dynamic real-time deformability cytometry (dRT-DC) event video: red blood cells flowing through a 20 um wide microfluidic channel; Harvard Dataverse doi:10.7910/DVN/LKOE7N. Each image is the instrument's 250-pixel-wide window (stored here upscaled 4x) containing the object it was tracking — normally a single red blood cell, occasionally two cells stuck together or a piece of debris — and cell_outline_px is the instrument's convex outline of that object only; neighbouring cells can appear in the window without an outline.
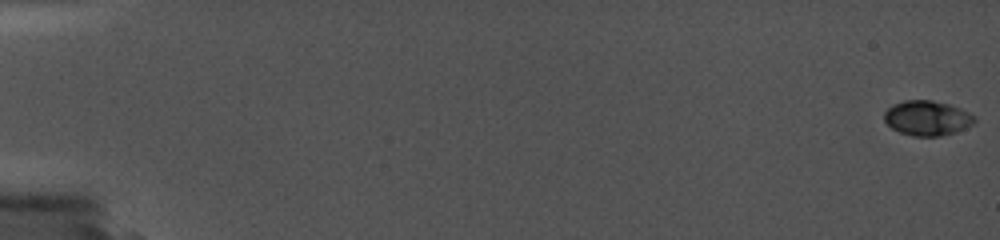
{"species": "common noctule bat (a hibernating species)", "species_latin": "Nyctalus noctula", "temperature_condition": "cold", "stored_images_in_passage": 42, "camera_frame_rate_fps": 5000, "um_per_image_px": 0.085, "animal": {"sex": "female", "body_mass_g": 19.0, "forearm_length_mm": 56.7}, "frame": {"image": 1, "passage_image": 1, "time_ms": 0.0, "image_size_px": [1000, 240], "cell_outline_px": [[976, 120], [972, 124], [956, 132], [940, 136], [912, 136], [900, 132], [892, 128], [884, 120], [884, 112], [892, 104], [904, 100], [932, 100], [948, 104], [960, 108], [976, 116]], "centroid_in_image_um": [78.8, 10.03], "position_along_channel_um": 6.2, "area_um2": 18.38}}
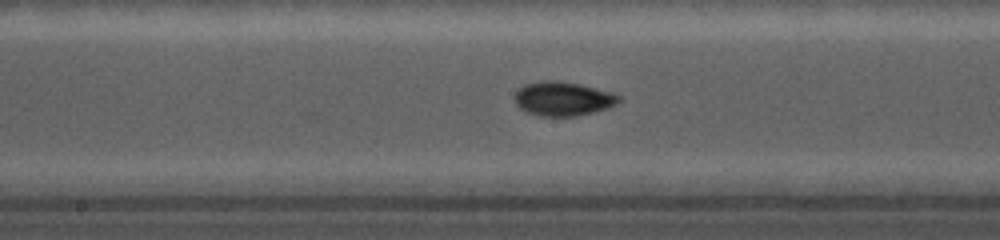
{"frame": {"image": 2, "passage_image": 31, "time_ms": 10.4, "image_size_px": [1000, 240], "cell_outline_px": [[620, 100], [616, 104], [608, 108], [576, 116], [540, 116], [524, 112], [516, 104], [516, 92], [524, 84], [540, 80], [560, 80], [580, 84], [616, 92], [620, 96]], "centroid_in_image_um": [47.87, 8.38], "position_along_channel_um": 200.3, "area_um2": 20.98}}
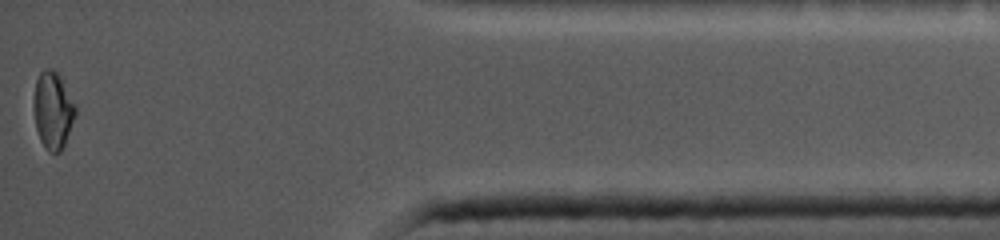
{"frame": {"image": 3, "passage_image": 42, "time_ms": 17.4, "image_size_px": [1000, 240], "cell_outline_px": [[76, 112], [64, 144], [60, 152], [48, 152], [44, 148], [40, 140], [36, 128], [32, 104], [36, 80], [40, 72], [44, 68], [52, 68], [60, 76], [76, 108]], "centroid_in_image_um": [4.45, 9.36], "position_along_channel_um": 430.7, "area_um2": 18.67}}